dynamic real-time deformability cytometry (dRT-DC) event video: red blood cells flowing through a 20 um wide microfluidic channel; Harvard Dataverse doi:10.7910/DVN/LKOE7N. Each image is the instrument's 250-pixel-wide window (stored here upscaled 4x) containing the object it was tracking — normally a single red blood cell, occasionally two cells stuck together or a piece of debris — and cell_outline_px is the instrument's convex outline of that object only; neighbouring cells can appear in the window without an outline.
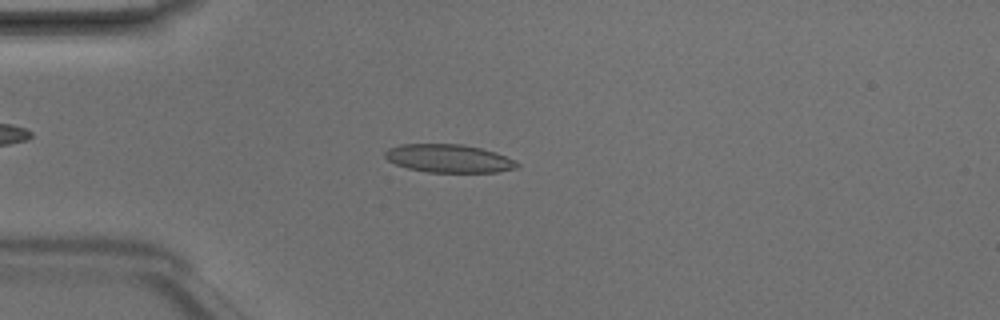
{"species": "Egyptian fruit bat (a non-hibernating species)", "species_latin": "Rousettus aegyptiacus", "temperature_condition": "room temperature", "stored_images_in_passage": 4, "camera_frame_rate_fps": 3000, "um_per_image_px": 0.085, "animal": {"sex": "male"}, "frame": {"image": 1, "passage_image": 3, "time_ms": 0.667, "image_size_px": [1000, 320], "cell_outline_px": [[520, 164], [516, 168], [496, 172], [428, 172], [408, 168], [396, 164], [388, 160], [384, 156], [384, 152], [388, 148], [400, 144], [460, 144], [480, 148], [496, 152]], "centroid_in_image_um": [38.11, 13.46], "position_along_channel_um": 46.9, "area_um2": 21.5}}